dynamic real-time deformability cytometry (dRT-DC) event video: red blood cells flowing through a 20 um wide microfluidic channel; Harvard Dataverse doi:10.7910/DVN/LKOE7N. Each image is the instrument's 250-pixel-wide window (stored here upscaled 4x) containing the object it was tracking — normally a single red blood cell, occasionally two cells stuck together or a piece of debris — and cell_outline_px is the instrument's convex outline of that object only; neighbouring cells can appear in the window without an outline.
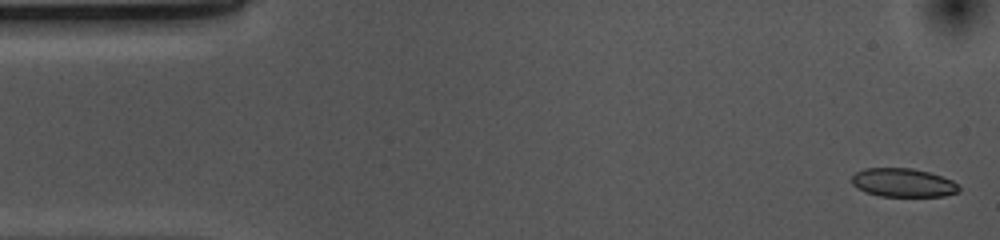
{"species": "common noctule bat (a hibernating species)", "species_latin": "Nyctalus noctula", "temperature_condition": "cold", "stored_images_in_passage": 52, "camera_frame_rate_fps": 3000, "um_per_image_px": 0.085, "animal": {"sex": "female", "body_mass_g": 10.0, "forearm_length_mm": 53.1}, "frame": {"image": 1, "passage_image": 1, "time_ms": 0.0, "image_size_px": [1000, 240], "cell_outline_px": [[960, 192], [944, 196], [880, 196], [864, 192], [856, 188], [852, 184], [852, 176], [856, 172], [864, 168], [912, 168], [928, 172], [952, 180], [960, 188]], "centroid_in_image_um": [76.74, 15.53], "position_along_channel_um": 8.3, "area_um2": 17.92}}
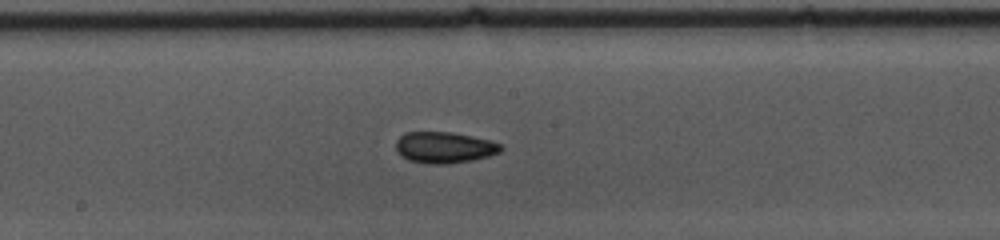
{"frame": {"image": 2, "passage_image": 26, "time_ms": 8.333, "image_size_px": [1000, 240], "cell_outline_px": [[504, 148], [500, 152], [488, 156], [472, 160], [444, 164], [428, 164], [408, 160], [396, 152], [396, 140], [404, 132], [452, 132], [492, 140], [500, 144]], "centroid_in_image_um": [37.76, 12.53], "position_along_channel_um": 210.4, "area_um2": 19.25}}
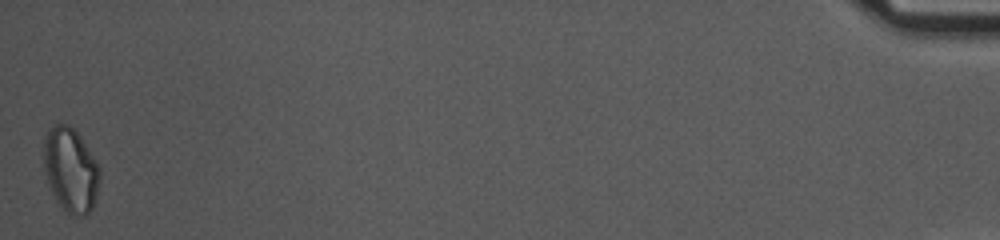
{"frame": {"image": 3, "passage_image": 52, "time_ms": 17.0, "image_size_px": [1000, 240], "cell_outline_px": [[100, 180], [96, 196], [92, 208], [84, 216], [68, 216], [64, 212], [56, 200], [48, 184], [44, 168], [44, 140], [48, 128], [56, 124], [68, 124], [80, 136], [96, 160], [100, 168]], "centroid_in_image_um": [6.0, 14.47], "position_along_channel_um": 429.2, "area_um2": 27.74}, "authors_computed_cell_mechanics": {"area_um2": 18.9873, "velocity_mm_per_s": 3.7017, "shape_relaxation_time_tau1_ms": null, "shape_relaxation_time_tau2_ms": 7.8679, "deformation_change_tau1": null, "deformation_change_tau2": 0.115}}